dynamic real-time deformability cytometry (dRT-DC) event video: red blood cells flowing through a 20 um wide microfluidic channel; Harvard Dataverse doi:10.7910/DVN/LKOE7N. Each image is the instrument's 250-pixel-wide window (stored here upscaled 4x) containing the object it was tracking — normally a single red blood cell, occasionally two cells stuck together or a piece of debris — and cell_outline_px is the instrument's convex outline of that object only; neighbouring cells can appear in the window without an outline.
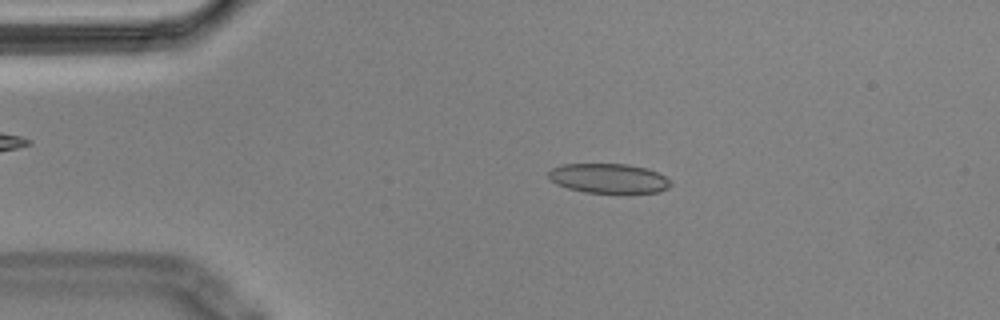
{"species": "Egyptian fruit bat (a non-hibernating species)", "species_latin": "Rousettus aegyptiacus", "temperature_condition": "cold", "stored_images_in_passage": 54, "camera_frame_rate_fps": 3000, "um_per_image_px": 0.085, "animal": {"sex": "male"}, "frame": {"image": 1, "passage_image": 10, "time_ms": 3.0, "image_size_px": [1000, 320], "cell_outline_px": [[672, 184], [668, 188], [660, 192], [620, 196], [584, 192], [568, 188], [556, 184], [548, 176], [548, 172], [552, 168], [564, 164], [628, 164], [648, 168], [664, 176]], "centroid_in_image_um": [51.78, 15.21], "position_along_channel_um": 33.2, "area_um2": 21.96}}
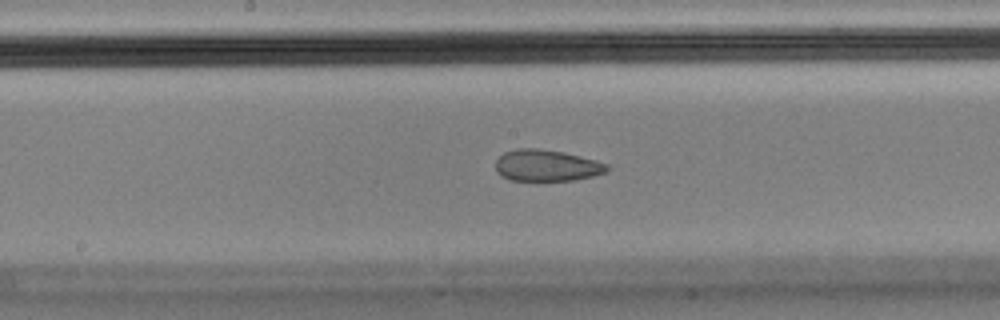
{"frame": {"image": 2, "passage_image": 27, "time_ms": 8.667, "image_size_px": [1000, 320], "cell_outline_px": [[612, 168], [604, 172], [592, 176], [572, 180], [512, 180], [500, 176], [496, 172], [496, 160], [504, 152], [516, 148], [536, 148], [564, 152], [596, 160], [608, 164]], "centroid_in_image_um": [46.45, 14.06], "position_along_channel_um": 201.7, "area_um2": 20.46}}
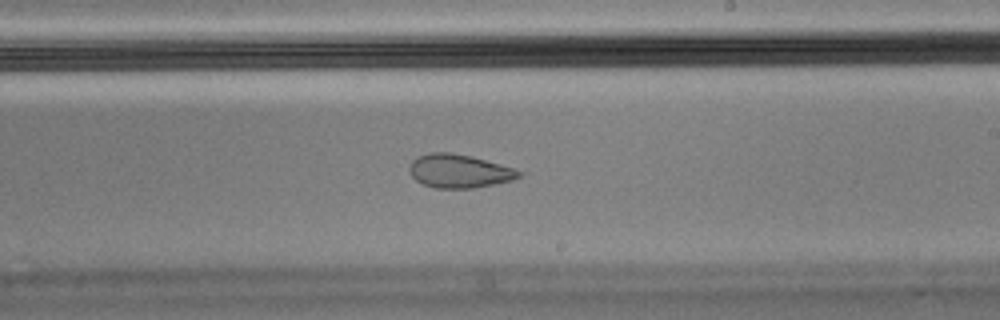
{"frame": {"image": 3, "passage_image": 31, "time_ms": 10.0, "image_size_px": [1000, 320], "cell_outline_px": [[528, 172], [512, 180], [472, 188], [436, 188], [424, 184], [416, 180], [412, 176], [408, 168], [412, 160], [416, 156], [432, 152], [452, 152], [472, 156]], "centroid_in_image_um": [39.04, 14.52], "position_along_channel_um": 250.0, "area_um2": 21.5}, "authors_computed_cell_mechanics": {"area_um2": 21.9929, "velocity_mm_per_s": 3.631, "shape_relaxation_time_tau1_ms": null, "shape_relaxation_time_tau2_ms": 1.5604, "deformation_change_tau1": null, "deformation_change_tau2": 0.072}}